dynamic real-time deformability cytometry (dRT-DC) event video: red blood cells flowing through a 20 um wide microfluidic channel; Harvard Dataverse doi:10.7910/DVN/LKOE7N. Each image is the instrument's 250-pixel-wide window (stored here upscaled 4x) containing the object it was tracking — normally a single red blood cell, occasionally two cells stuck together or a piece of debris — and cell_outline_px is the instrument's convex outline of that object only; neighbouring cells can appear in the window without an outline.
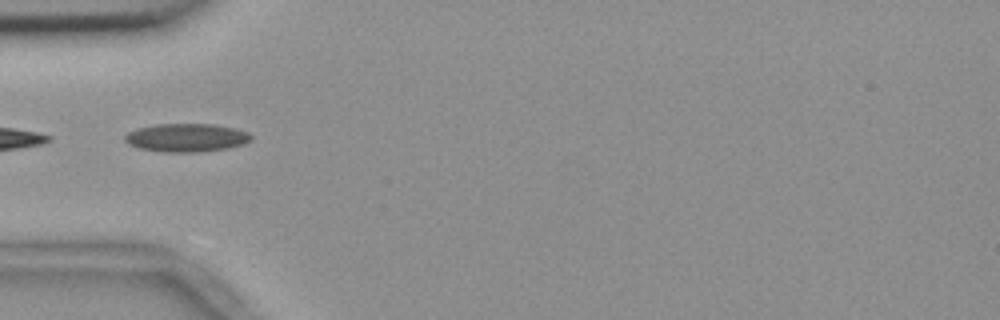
{"species": "common noctule bat (a hibernating species)", "species_latin": "Nyctalus noctula", "temperature_condition": "room temperature", "stored_images_in_passage": 38, "camera_frame_rate_fps": 3000, "um_per_image_px": 0.085, "animal": {"sex": "female", "body_mass_g": 18.4}, "frame": {"image": 1, "passage_image": 1, "time_ms": 0.0, "image_size_px": [1000, 320], "cell_outline_px": [[252, 140], [244, 144], [228, 148], [200, 152], [164, 152], [140, 148], [128, 144], [124, 140], [124, 136], [128, 132], [136, 128], [156, 124], [212, 124], [236, 128], [248, 132], [252, 136]], "centroid_in_image_um": [15.86, 11.7], "position_along_channel_um": 69.1, "area_um2": 20.98}}
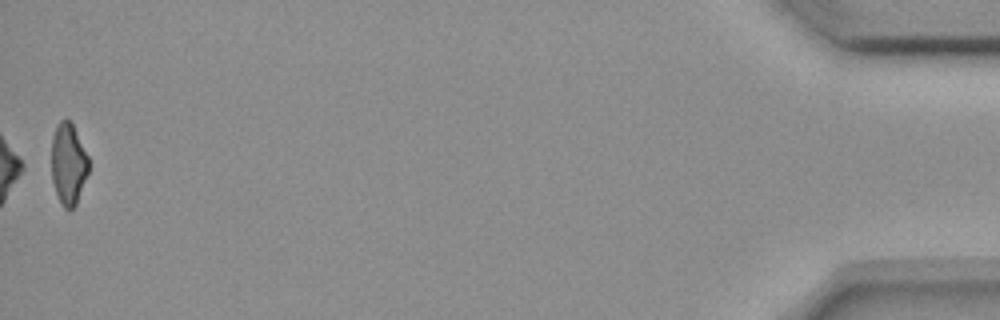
{"frame": {"image": 2, "passage_image": 38, "time_ms": 12.333, "image_size_px": [1000, 320], "cell_outline_px": [[88, 172], [76, 204], [72, 208], [64, 208], [60, 204], [52, 180], [52, 140], [56, 128], [60, 120], [68, 120], [72, 124], [88, 156]], "centroid_in_image_um": [5.8, 13.96], "position_along_channel_um": 429.4, "area_um2": 17.22}, "authors_computed_cell_mechanics": {"area_um2": 19.4208, "velocity_mm_per_s": 3.6956, "shape_relaxation_time_tau1_ms": 10.2258, "shape_relaxation_time_tau2_ms": 2.5521, "deformation_change_tau1": 0.2116, "deformation_change_tau2": 0.0871}}